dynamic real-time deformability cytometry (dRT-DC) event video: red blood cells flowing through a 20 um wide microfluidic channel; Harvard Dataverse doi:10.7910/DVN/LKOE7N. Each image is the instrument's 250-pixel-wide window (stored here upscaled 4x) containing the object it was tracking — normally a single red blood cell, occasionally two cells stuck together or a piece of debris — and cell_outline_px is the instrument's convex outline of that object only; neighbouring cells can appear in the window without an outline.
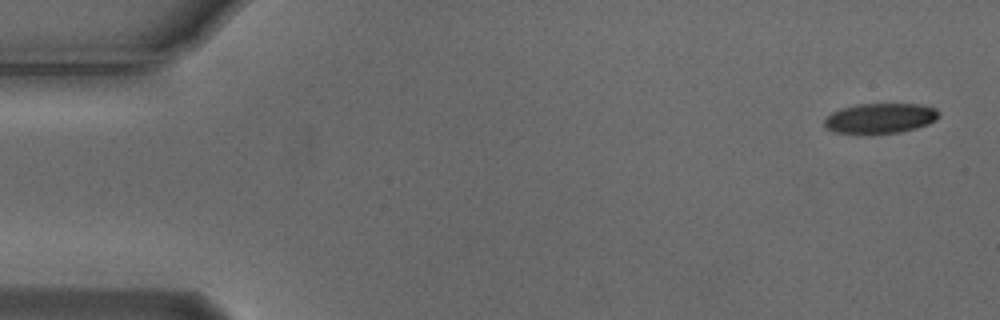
{"species": "Egyptian fruit bat (a non-hibernating species)", "species_latin": "Rousettus aegyptiacus", "temperature_condition": "cold", "stored_images_in_passage": 6, "camera_frame_rate_fps": 3000, "um_per_image_px": 0.085, "animal": {"sex": "male"}, "frame": {"image": 1, "passage_image": 1, "time_ms": 0.0, "image_size_px": [1000, 320], "cell_outline_px": [[940, 116], [936, 120], [928, 124], [916, 128], [900, 132], [836, 132], [824, 128], [824, 120], [832, 112], [856, 104], [920, 104], [936, 108], [940, 112]], "centroid_in_image_um": [74.87, 10.03], "position_along_channel_um": 10.1, "area_um2": 19.77}}
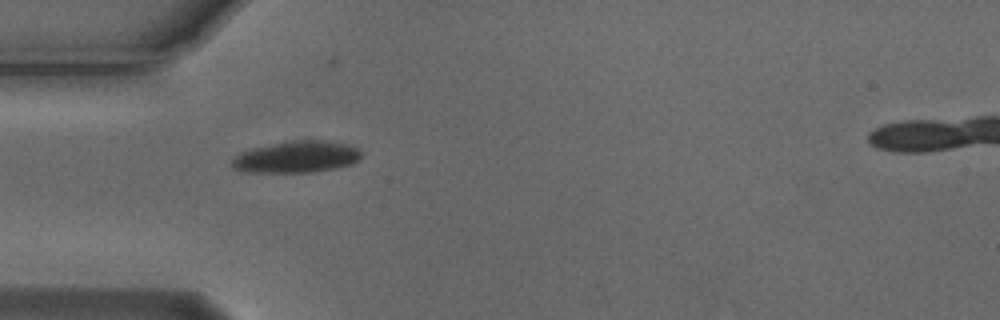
{"frame": {"image": 2, "passage_image": 5, "time_ms": 1.333, "image_size_px": [1000, 320], "cell_outline_px": [[360, 160], [352, 164], [336, 168], [308, 172], [252, 172], [232, 168], [232, 160], [240, 152], [252, 148], [284, 140], [324, 140], [352, 144], [360, 148]], "centroid_in_image_um": [25.25, 13.31], "position_along_channel_um": 59.7, "area_um2": 24.16}}
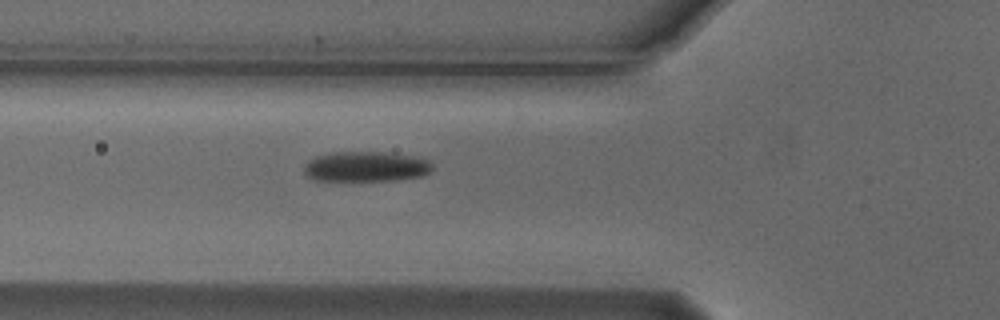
{"frame": {"image": 3, "passage_image": 6, "time_ms": 1.667, "image_size_px": [1000, 320], "cell_outline_px": [[432, 168], [424, 176], [396, 180], [312, 180], [304, 176], [304, 164], [308, 160], [316, 156], [332, 152], [384, 152], [412, 156], [428, 160], [432, 164]], "centroid_in_image_um": [31.05, 14.16], "position_along_channel_um": 94.7, "area_um2": 22.66}}